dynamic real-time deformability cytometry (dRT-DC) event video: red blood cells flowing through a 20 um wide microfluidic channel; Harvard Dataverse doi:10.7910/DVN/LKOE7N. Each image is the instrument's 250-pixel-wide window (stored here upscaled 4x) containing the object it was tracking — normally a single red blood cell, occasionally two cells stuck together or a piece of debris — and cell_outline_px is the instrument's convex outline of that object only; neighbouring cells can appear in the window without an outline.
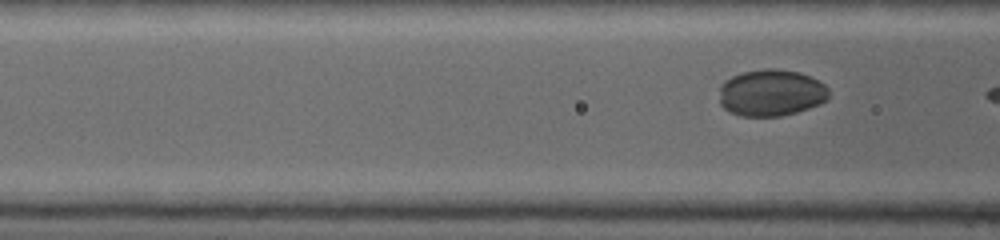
{"species": "common noctule bat (a hibernating species)", "species_latin": "Nyctalus noctula", "temperature_condition": "warm", "stored_images_in_passage": 7, "segment_of_instrument_passage": [2, 2], "camera_frame_rate_fps": 5000, "um_per_image_px": 0.085, "animal": {"sex": "female", "body_mass_g": 19.0, "forearm_length_mm": 53.3}, "frame": {"image": 1, "passage_image": 7, "time_ms": 3.8, "image_size_px": [1000, 240], "cell_outline_px": [[828, 96], [820, 104], [796, 112], [780, 116], [740, 116], [728, 112], [720, 104], [720, 84], [724, 80], [732, 76], [744, 72], [764, 68], [776, 68], [800, 72], [824, 84], [828, 88]], "centroid_in_image_um": [65.51, 7.88], "position_along_channel_um": 101.1, "area_um2": 29.88}}